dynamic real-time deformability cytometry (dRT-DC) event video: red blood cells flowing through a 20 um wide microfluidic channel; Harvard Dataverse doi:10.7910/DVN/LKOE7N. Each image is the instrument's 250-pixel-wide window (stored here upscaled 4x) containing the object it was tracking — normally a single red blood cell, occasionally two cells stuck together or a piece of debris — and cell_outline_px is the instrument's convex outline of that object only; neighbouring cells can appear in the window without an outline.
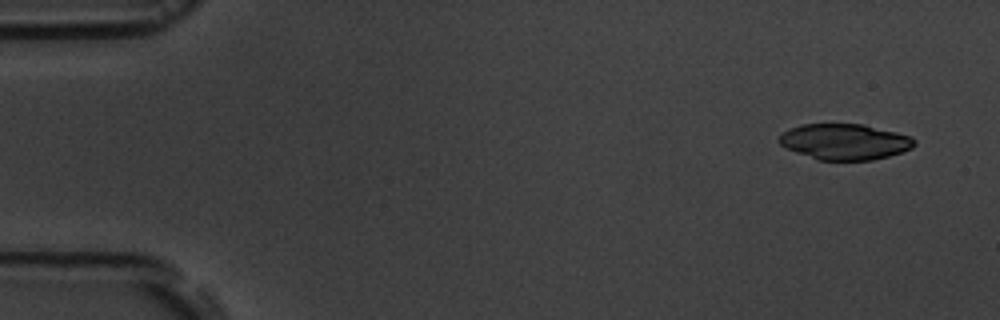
{"species": "common noctule bat (a hibernating species)", "species_latin": "Nyctalus noctula", "temperature_condition": "room temperature", "stored_images_in_passage": 5, "camera_frame_rate_fps": 3000, "um_per_image_px": 0.085, "animal": {"sex": "male", "body_mass_g": 19.5, "forearm_length_mm": 54.6}, "frame": {"image": 1, "passage_image": 1, "time_ms": 0.0, "image_size_px": [1000, 320], "cell_outline_px": [[916, 144], [912, 148], [888, 156], [872, 160], [820, 160], [796, 152], [780, 144], [780, 136], [788, 128], [800, 124], [864, 124], [912, 136], [916, 140]], "centroid_in_image_um": [71.83, 12.04], "position_along_channel_um": 13.2, "area_um2": 28.15}}